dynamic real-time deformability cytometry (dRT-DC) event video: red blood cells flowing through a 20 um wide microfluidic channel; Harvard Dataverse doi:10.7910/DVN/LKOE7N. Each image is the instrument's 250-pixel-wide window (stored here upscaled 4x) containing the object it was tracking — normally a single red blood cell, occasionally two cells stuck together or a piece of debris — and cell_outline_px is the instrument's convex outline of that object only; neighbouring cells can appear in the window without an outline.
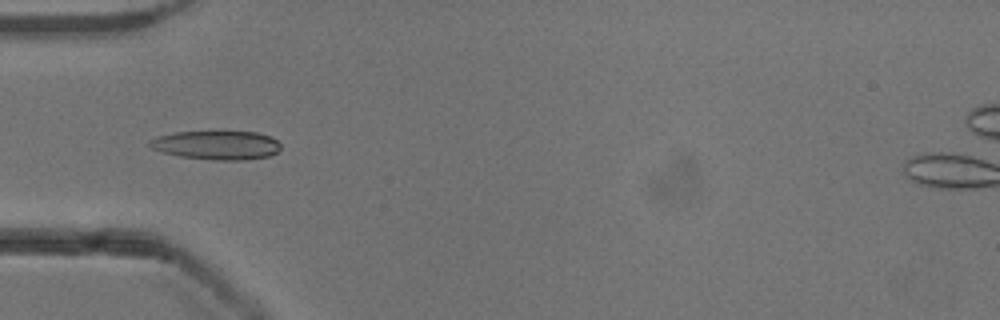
{"species": "common noctule bat (a hibernating species)", "species_latin": "Nyctalus noctula", "temperature_condition": "cold", "stored_images_in_passage": 9, "camera_frame_rate_fps": 3000, "um_per_image_px": 0.085, "animal": {"sex": "male", "body_mass_g": 13.3}, "frame": {"image": 1, "passage_image": 4, "time_ms": 1.0, "image_size_px": [1000, 320], "cell_outline_px": [[280, 148], [276, 152], [268, 156], [244, 160], [212, 160], [180, 156], [164, 152], [152, 148], [148, 144], [148, 140], [160, 136], [176, 132], [256, 132], [268, 136], [276, 140], [280, 144]], "centroid_in_image_um": [18.41, 12.34], "position_along_channel_um": 66.6, "area_um2": 21.73}}